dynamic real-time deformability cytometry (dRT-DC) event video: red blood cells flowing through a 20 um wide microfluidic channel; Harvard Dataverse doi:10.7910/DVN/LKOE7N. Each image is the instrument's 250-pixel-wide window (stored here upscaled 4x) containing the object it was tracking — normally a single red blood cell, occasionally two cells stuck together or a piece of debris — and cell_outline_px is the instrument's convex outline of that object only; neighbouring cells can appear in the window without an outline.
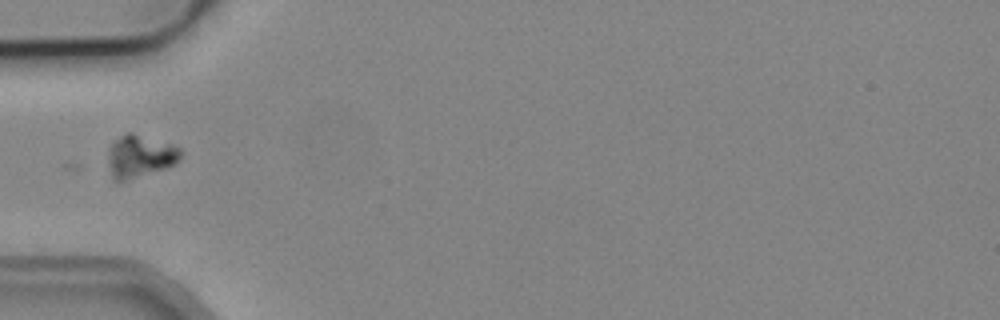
{"species": "common noctule bat (a hibernating species)", "species_latin": "Nyctalus noctula", "temperature_condition": "cold", "stored_images_in_passage": 8, "camera_frame_rate_fps": 3000, "um_per_image_px": 0.085, "animal": {"sex": "male", "body_mass_g": 19.2, "forearm_length_mm": 51.8}, "frame": {"image": 1, "passage_image": 6, "time_ms": 6.0, "image_size_px": [1000, 320], "cell_outline_px": [[184, 152], [180, 160], [176, 164], [120, 184], [116, 184], [112, 180], [108, 164], [108, 148], [120, 136], [128, 132], [132, 132], [172, 144], [180, 148]], "centroid_in_image_um": [11.89, 13.33], "position_along_channel_um": 73.1, "area_um2": 18.61}}